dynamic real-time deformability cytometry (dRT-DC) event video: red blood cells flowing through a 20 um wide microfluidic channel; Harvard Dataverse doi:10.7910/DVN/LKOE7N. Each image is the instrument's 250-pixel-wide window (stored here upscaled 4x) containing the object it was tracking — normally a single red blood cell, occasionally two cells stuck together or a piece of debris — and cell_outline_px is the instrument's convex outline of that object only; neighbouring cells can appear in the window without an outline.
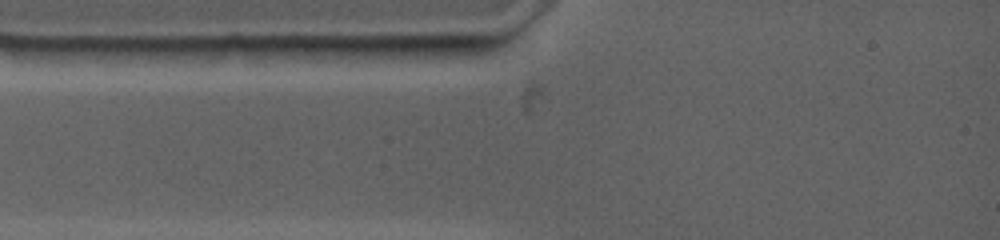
{"species": "common noctule bat (a hibernating species)", "species_latin": "Nyctalus noctula", "temperature_condition": "warm", "stored_images_in_passage": 2, "camera_frame_rate_fps": 4500, "um_per_image_px": 0.085, "animal": {"sex": "female", "body_mass_g": 19.0, "forearm_length_mm": 53.3}, "frame": {"image": 1, "passage_image": 2, "time_ms": 0.444, "image_size_px": [1000, 240], "cell_outline_px": [[452, 48], [440, 56], [420, 64], [324, 48], [384, 44], [452, 44]], "centroid_in_image_um": [34.02, 4.37], "position_along_channel_um": 51.0, "area_um2": 10.46}}